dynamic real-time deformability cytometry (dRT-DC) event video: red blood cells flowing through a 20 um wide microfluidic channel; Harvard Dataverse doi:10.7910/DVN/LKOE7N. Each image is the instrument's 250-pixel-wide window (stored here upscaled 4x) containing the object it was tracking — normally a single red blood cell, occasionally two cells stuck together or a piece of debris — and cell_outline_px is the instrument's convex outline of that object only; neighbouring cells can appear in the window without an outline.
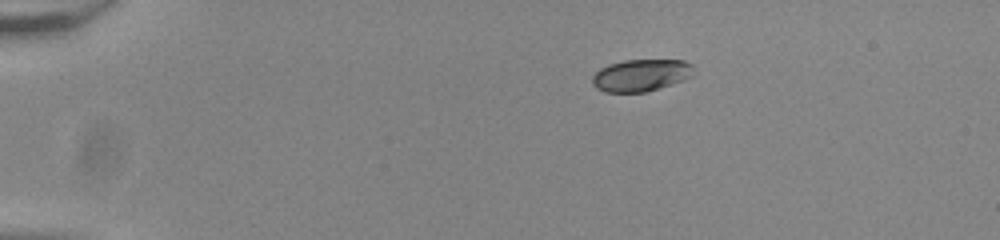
{"species": "common noctule bat (a hibernating species)", "species_latin": "Nyctalus noctula", "temperature_condition": "room temperature", "stored_images_in_passage": 45, "camera_frame_rate_fps": 3000, "um_per_image_px": 0.085, "animal": {"sex": "male", "body_mass_g": 20.0, "forearm_length_mm": 53.3}, "frame": {"image": 1, "passage_image": 1, "time_ms": 0.0, "image_size_px": [1000, 240], "cell_outline_px": [[692, 76], [684, 80], [672, 84], [644, 92], [604, 92], [596, 88], [592, 84], [592, 76], [600, 68], [608, 64], [624, 60], [684, 60], [692, 64]], "centroid_in_image_um": [54.46, 6.39], "position_along_channel_um": 30.5, "area_um2": 18.96}}
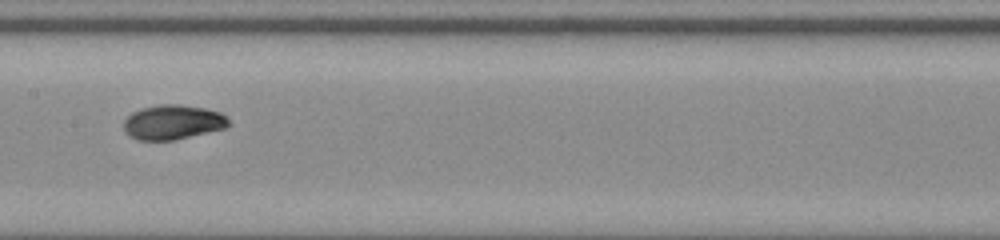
{"frame": {"image": 2, "passage_image": 20, "time_ms": 6.333, "image_size_px": [1000, 240], "cell_outline_px": [[232, 124], [224, 128], [176, 140], [136, 140], [128, 136], [124, 132], [124, 120], [132, 112], [140, 108], [160, 104], [180, 104], [204, 108], [220, 112]], "centroid_in_image_um": [14.65, 10.39], "position_along_channel_um": 192.7, "area_um2": 21.33}}
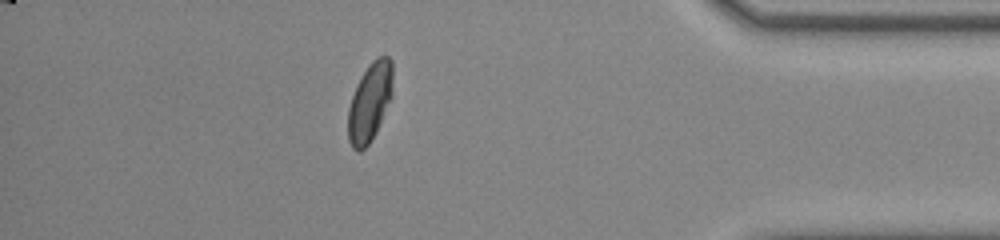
{"frame": {"image": 3, "passage_image": 39, "time_ms": 12.667, "image_size_px": [1000, 240], "cell_outline_px": [[392, 96], [376, 132], [368, 144], [360, 152], [356, 152], [352, 148], [348, 140], [348, 108], [356, 84], [368, 64], [376, 56], [388, 56], [392, 60]], "centroid_in_image_um": [31.42, 8.67], "position_along_channel_um": 403.8, "area_um2": 20.63}, "authors_computed_cell_mechanics": {"area_um2": 20.4612, "velocity_mm_per_s": 3.836, "shape_relaxation_time_tau1_ms": 2.8164, "shape_relaxation_time_tau2_ms": 1.5914, "deformation_change_tau1": 0.1259, "deformation_change_tau2": 0.0243}}